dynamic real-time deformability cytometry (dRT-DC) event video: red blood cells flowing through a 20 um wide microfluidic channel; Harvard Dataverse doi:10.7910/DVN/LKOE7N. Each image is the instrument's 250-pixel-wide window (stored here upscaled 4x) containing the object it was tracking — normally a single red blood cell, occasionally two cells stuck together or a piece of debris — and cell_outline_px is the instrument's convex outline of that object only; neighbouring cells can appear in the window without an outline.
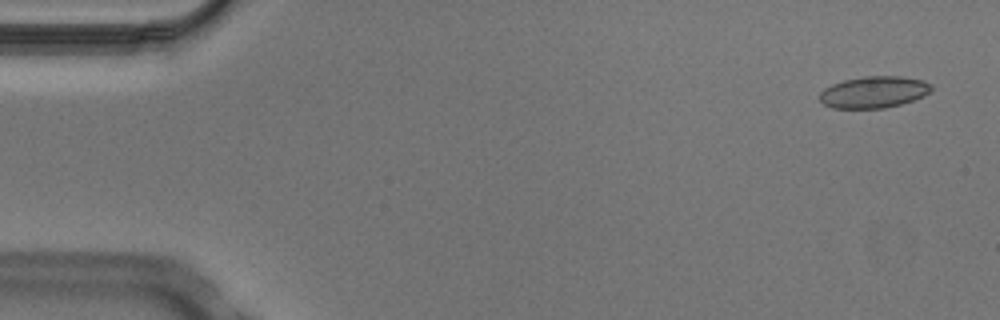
{"species": "Egyptian fruit bat (a non-hibernating species)", "species_latin": "Rousettus aegyptiacus", "temperature_condition": "cold", "stored_images_in_passage": 3, "camera_frame_rate_fps": 3000, "um_per_image_px": 0.085, "animal": {"sex": "male"}, "frame": {"image": 1, "passage_image": 1, "time_ms": 0.0, "image_size_px": [1000, 320], "cell_outline_px": [[932, 88], [924, 96], [900, 104], [884, 108], [832, 108], [824, 104], [820, 100], [820, 92], [824, 88], [832, 84], [844, 80], [864, 76], [900, 76], [924, 80], [932, 84]], "centroid_in_image_um": [74.27, 7.82], "position_along_channel_um": 10.7, "area_um2": 20.58}}
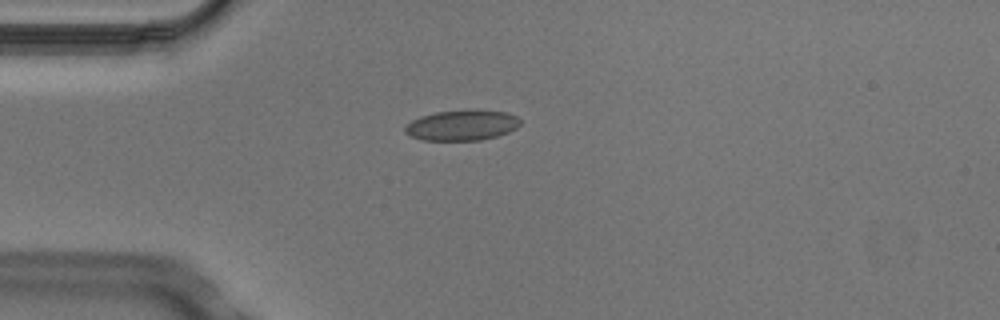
{"frame": {"image": 2, "passage_image": 3, "time_ms": 0.667, "image_size_px": [1000, 320], "cell_outline_px": [[520, 124], [516, 128], [508, 132], [496, 136], [480, 140], [420, 140], [404, 132], [404, 128], [412, 120], [420, 116], [436, 112], [472, 108], [508, 112], [516, 116], [520, 120]], "centroid_in_image_um": [39.28, 10.62], "position_along_channel_um": 45.7, "area_um2": 20.75}}